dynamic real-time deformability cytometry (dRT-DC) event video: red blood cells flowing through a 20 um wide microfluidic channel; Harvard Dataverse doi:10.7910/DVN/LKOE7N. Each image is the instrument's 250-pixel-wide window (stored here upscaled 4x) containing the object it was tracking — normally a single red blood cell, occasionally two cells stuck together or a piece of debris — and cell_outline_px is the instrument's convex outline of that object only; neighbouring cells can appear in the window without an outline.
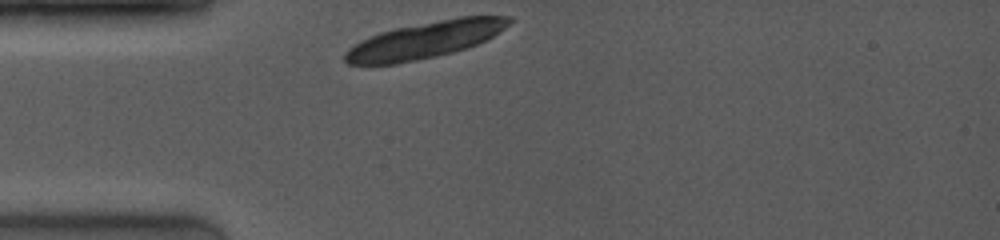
{"species": "common noctule bat (a hibernating species)", "species_latin": "Nyctalus noctula", "temperature_condition": "room temperature", "stored_images_in_passage": 1, "camera_frame_rate_fps": 4000, "um_per_image_px": 0.085, "animal": {"sex": "female", "body_mass_g": 19.0, "forearm_length_mm": 53.3}, "frame": {"image": 1, "passage_image": 1, "time_ms": 0.0, "image_size_px": [1000, 240], "cell_outline_px": [[516, 20], [500, 32], [476, 44], [452, 52], [436, 56], [396, 64], [348, 64], [344, 60], [344, 52], [348, 48], [360, 40], [368, 36], [380, 32], [396, 28], [460, 16], [512, 16]], "centroid_in_image_um": [36.13, 3.38], "position_along_channel_um": 48.9, "area_um2": 34.91}}